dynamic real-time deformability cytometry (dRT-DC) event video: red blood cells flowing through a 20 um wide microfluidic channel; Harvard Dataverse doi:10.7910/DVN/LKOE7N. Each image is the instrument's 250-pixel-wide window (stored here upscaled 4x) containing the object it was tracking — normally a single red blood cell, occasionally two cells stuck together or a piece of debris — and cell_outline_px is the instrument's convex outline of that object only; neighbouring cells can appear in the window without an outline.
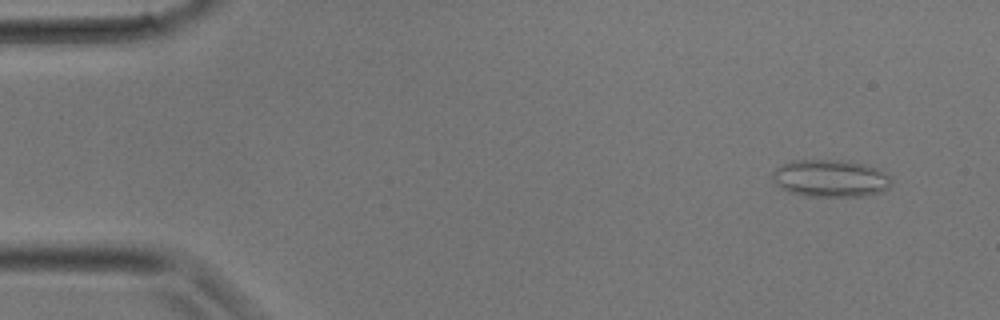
{"species": "common noctule bat (a hibernating species)", "species_latin": "Nyctalus noctula", "temperature_condition": "room temperature", "stored_images_in_passage": 32, "camera_frame_rate_fps": 3000, "um_per_image_px": 0.085, "animal": {"sex": "male", "body_mass_g": 17.9}, "frame": {"image": 1, "passage_image": 1, "time_ms": 0.0, "image_size_px": [1000, 320], "cell_outline_px": [[892, 184], [888, 188], [880, 192], [864, 196], [804, 196], [788, 192], [776, 184], [772, 180], [772, 172], [776, 168], [792, 160], [836, 160], [864, 164], [876, 168], [892, 176]], "centroid_in_image_um": [70.59, 15.17], "position_along_channel_um": 14.4, "area_um2": 25.95}}
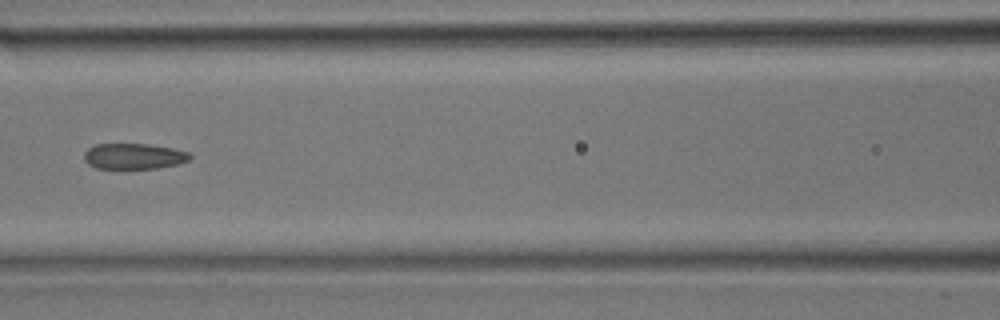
{"frame": {"image": 2, "passage_image": 13, "time_ms": 4.0, "image_size_px": [1000, 320], "cell_outline_px": [[192, 156], [188, 160], [180, 164], [156, 168], [96, 168], [88, 164], [84, 160], [84, 152], [88, 148], [96, 144], [148, 144], [172, 148], [188, 152]], "centroid_in_image_um": [11.37, 13.28], "position_along_channel_um": 155.2, "area_um2": 15.84}}
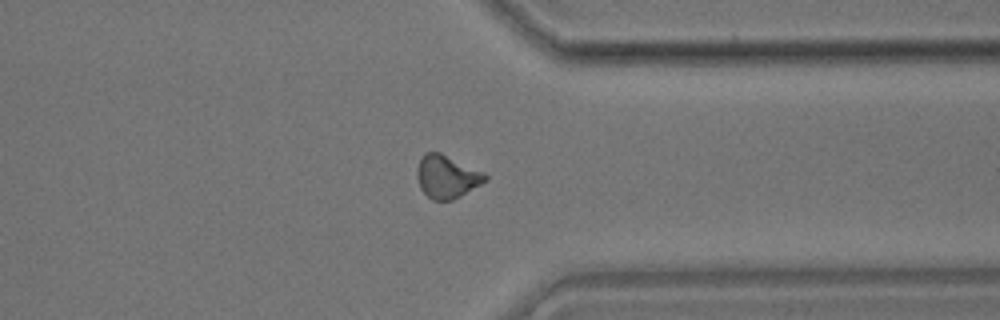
{"frame": {"image": 3, "passage_image": 24, "time_ms": 7.667, "image_size_px": [1000, 320], "cell_outline_px": [[488, 180], [460, 196], [452, 200], [432, 200], [420, 188], [416, 176], [416, 168], [424, 152], [440, 152], [484, 172], [488, 176]], "centroid_in_image_um": [37.97, 15.01], "position_along_channel_um": 373.4, "area_um2": 17.11}}